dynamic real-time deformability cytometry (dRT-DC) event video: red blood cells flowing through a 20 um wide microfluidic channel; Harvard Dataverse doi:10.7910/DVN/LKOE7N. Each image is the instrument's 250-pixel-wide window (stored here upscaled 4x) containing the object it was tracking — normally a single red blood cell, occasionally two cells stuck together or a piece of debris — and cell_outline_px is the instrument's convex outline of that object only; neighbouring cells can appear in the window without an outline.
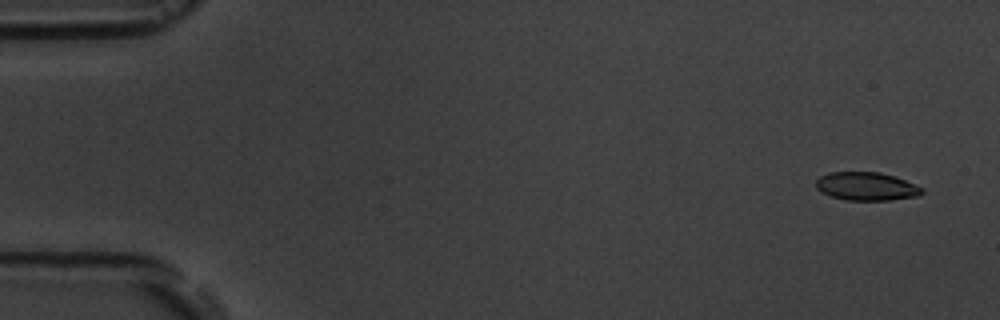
{"species": "common noctule bat (a hibernating species)", "species_latin": "Nyctalus noctula", "temperature_condition": "room temperature", "stored_images_in_passage": 8, "camera_frame_rate_fps": 3000, "um_per_image_px": 0.085, "animal": {"sex": "male", "body_mass_g": 19.5, "forearm_length_mm": 54.6}, "frame": {"image": 1, "passage_image": 1, "time_ms": 0.0, "image_size_px": [1000, 320], "cell_outline_px": [[924, 192], [920, 196], [892, 200], [848, 200], [832, 196], [820, 192], [816, 188], [816, 180], [820, 176], [828, 172], [880, 172], [904, 180], [924, 188]], "centroid_in_image_um": [73.65, 15.84], "position_along_channel_um": 11.3, "area_um2": 17.51}}
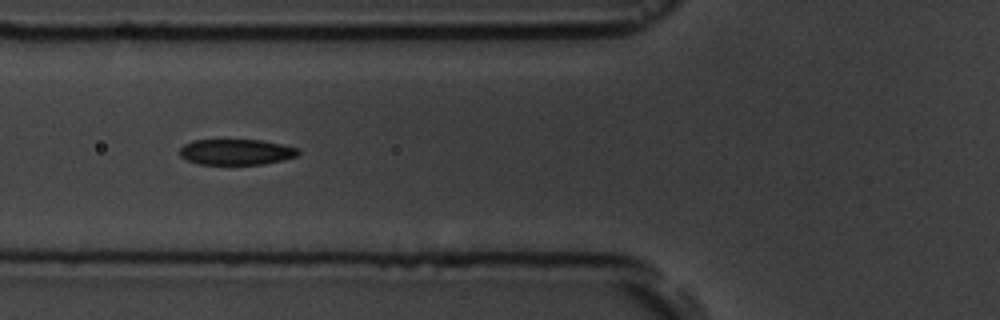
{"frame": {"image": 2, "passage_image": 6, "time_ms": 6.0, "image_size_px": [1000, 320], "cell_outline_px": [[300, 152], [296, 156], [284, 160], [264, 164], [200, 164], [188, 160], [180, 156], [180, 148], [184, 144], [192, 140], [260, 140], [300, 148]], "centroid_in_image_um": [20.09, 12.91], "position_along_channel_um": 105.7, "area_um2": 17.74}}
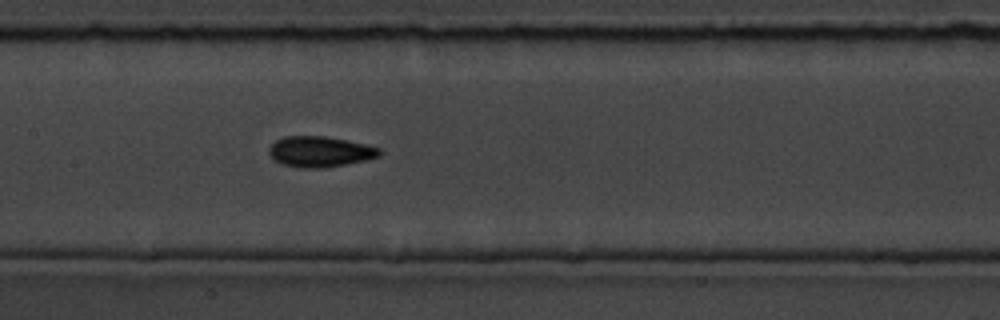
{"frame": {"image": 3, "passage_image": 8, "time_ms": 8.0, "image_size_px": [1000, 320], "cell_outline_px": [[384, 152], [380, 156], [364, 160], [344, 164], [320, 168], [300, 168], [284, 164], [276, 160], [268, 152], [268, 148], [276, 140], [284, 136], [324, 136], [348, 140], [380, 148]], "centroid_in_image_um": [27.21, 12.88], "position_along_channel_um": 180.2, "area_um2": 19.59}}